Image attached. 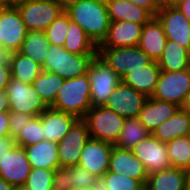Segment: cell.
Wrapping results in <instances>:
<instances>
[{
  "instance_id": "1",
  "label": "cell",
  "mask_w": 190,
  "mask_h": 190,
  "mask_svg": "<svg viewBox=\"0 0 190 190\" xmlns=\"http://www.w3.org/2000/svg\"><path fill=\"white\" fill-rule=\"evenodd\" d=\"M65 12L98 46L106 38L110 27L107 4L100 0H79Z\"/></svg>"
},
{
  "instance_id": "2",
  "label": "cell",
  "mask_w": 190,
  "mask_h": 190,
  "mask_svg": "<svg viewBox=\"0 0 190 190\" xmlns=\"http://www.w3.org/2000/svg\"><path fill=\"white\" fill-rule=\"evenodd\" d=\"M88 74L64 80L51 108L71 113L82 119L92 107Z\"/></svg>"
},
{
  "instance_id": "3",
  "label": "cell",
  "mask_w": 190,
  "mask_h": 190,
  "mask_svg": "<svg viewBox=\"0 0 190 190\" xmlns=\"http://www.w3.org/2000/svg\"><path fill=\"white\" fill-rule=\"evenodd\" d=\"M97 54H72L64 47L50 45L42 71L51 72L64 80L87 74L91 61Z\"/></svg>"
},
{
  "instance_id": "4",
  "label": "cell",
  "mask_w": 190,
  "mask_h": 190,
  "mask_svg": "<svg viewBox=\"0 0 190 190\" xmlns=\"http://www.w3.org/2000/svg\"><path fill=\"white\" fill-rule=\"evenodd\" d=\"M89 130L90 138L115 145L125 118L102 106H92L82 118Z\"/></svg>"
},
{
  "instance_id": "5",
  "label": "cell",
  "mask_w": 190,
  "mask_h": 190,
  "mask_svg": "<svg viewBox=\"0 0 190 190\" xmlns=\"http://www.w3.org/2000/svg\"><path fill=\"white\" fill-rule=\"evenodd\" d=\"M97 55L121 79L127 73L137 71L154 61L138 46L98 48Z\"/></svg>"
},
{
  "instance_id": "6",
  "label": "cell",
  "mask_w": 190,
  "mask_h": 190,
  "mask_svg": "<svg viewBox=\"0 0 190 190\" xmlns=\"http://www.w3.org/2000/svg\"><path fill=\"white\" fill-rule=\"evenodd\" d=\"M13 5L20 13L28 31H45L63 12L55 0H19Z\"/></svg>"
},
{
  "instance_id": "7",
  "label": "cell",
  "mask_w": 190,
  "mask_h": 190,
  "mask_svg": "<svg viewBox=\"0 0 190 190\" xmlns=\"http://www.w3.org/2000/svg\"><path fill=\"white\" fill-rule=\"evenodd\" d=\"M90 101L92 106H102L122 79L96 55L88 68Z\"/></svg>"
},
{
  "instance_id": "8",
  "label": "cell",
  "mask_w": 190,
  "mask_h": 190,
  "mask_svg": "<svg viewBox=\"0 0 190 190\" xmlns=\"http://www.w3.org/2000/svg\"><path fill=\"white\" fill-rule=\"evenodd\" d=\"M5 93L8 99L9 111L21 112L36 117L48 108L40 95L35 92L32 84H25L12 77L5 88Z\"/></svg>"
},
{
  "instance_id": "9",
  "label": "cell",
  "mask_w": 190,
  "mask_h": 190,
  "mask_svg": "<svg viewBox=\"0 0 190 190\" xmlns=\"http://www.w3.org/2000/svg\"><path fill=\"white\" fill-rule=\"evenodd\" d=\"M190 92V68L184 71H161L152 98L178 105Z\"/></svg>"
},
{
  "instance_id": "10",
  "label": "cell",
  "mask_w": 190,
  "mask_h": 190,
  "mask_svg": "<svg viewBox=\"0 0 190 190\" xmlns=\"http://www.w3.org/2000/svg\"><path fill=\"white\" fill-rule=\"evenodd\" d=\"M90 139L89 130L83 119H78L68 133L57 143L59 167L78 165L85 144Z\"/></svg>"
},
{
  "instance_id": "11",
  "label": "cell",
  "mask_w": 190,
  "mask_h": 190,
  "mask_svg": "<svg viewBox=\"0 0 190 190\" xmlns=\"http://www.w3.org/2000/svg\"><path fill=\"white\" fill-rule=\"evenodd\" d=\"M131 150L135 157L143 163L148 175L171 167L166 144L152 134L141 140Z\"/></svg>"
},
{
  "instance_id": "12",
  "label": "cell",
  "mask_w": 190,
  "mask_h": 190,
  "mask_svg": "<svg viewBox=\"0 0 190 190\" xmlns=\"http://www.w3.org/2000/svg\"><path fill=\"white\" fill-rule=\"evenodd\" d=\"M156 17L161 22L167 40L177 42L190 51V22L174 5H162Z\"/></svg>"
},
{
  "instance_id": "13",
  "label": "cell",
  "mask_w": 190,
  "mask_h": 190,
  "mask_svg": "<svg viewBox=\"0 0 190 190\" xmlns=\"http://www.w3.org/2000/svg\"><path fill=\"white\" fill-rule=\"evenodd\" d=\"M31 169L25 148L18 145L0 159V178L16 189L25 185Z\"/></svg>"
},
{
  "instance_id": "14",
  "label": "cell",
  "mask_w": 190,
  "mask_h": 190,
  "mask_svg": "<svg viewBox=\"0 0 190 190\" xmlns=\"http://www.w3.org/2000/svg\"><path fill=\"white\" fill-rule=\"evenodd\" d=\"M27 31L20 13L13 4L0 8V39L3 48L18 52Z\"/></svg>"
},
{
  "instance_id": "15",
  "label": "cell",
  "mask_w": 190,
  "mask_h": 190,
  "mask_svg": "<svg viewBox=\"0 0 190 190\" xmlns=\"http://www.w3.org/2000/svg\"><path fill=\"white\" fill-rule=\"evenodd\" d=\"M146 100L144 94L121 81L103 106L124 118H137Z\"/></svg>"
},
{
  "instance_id": "16",
  "label": "cell",
  "mask_w": 190,
  "mask_h": 190,
  "mask_svg": "<svg viewBox=\"0 0 190 190\" xmlns=\"http://www.w3.org/2000/svg\"><path fill=\"white\" fill-rule=\"evenodd\" d=\"M112 144L90 138L80 155L78 165L91 174L103 176L109 171Z\"/></svg>"
},
{
  "instance_id": "17",
  "label": "cell",
  "mask_w": 190,
  "mask_h": 190,
  "mask_svg": "<svg viewBox=\"0 0 190 190\" xmlns=\"http://www.w3.org/2000/svg\"><path fill=\"white\" fill-rule=\"evenodd\" d=\"M109 172H113L124 177L129 176L139 180L146 185L148 180L147 171L141 161H139L132 150L113 146L109 162Z\"/></svg>"
},
{
  "instance_id": "18",
  "label": "cell",
  "mask_w": 190,
  "mask_h": 190,
  "mask_svg": "<svg viewBox=\"0 0 190 190\" xmlns=\"http://www.w3.org/2000/svg\"><path fill=\"white\" fill-rule=\"evenodd\" d=\"M143 25L131 21H111L108 33L98 48L138 46Z\"/></svg>"
},
{
  "instance_id": "19",
  "label": "cell",
  "mask_w": 190,
  "mask_h": 190,
  "mask_svg": "<svg viewBox=\"0 0 190 190\" xmlns=\"http://www.w3.org/2000/svg\"><path fill=\"white\" fill-rule=\"evenodd\" d=\"M44 140L59 143L68 133L73 124L79 119L77 116L48 107L41 114Z\"/></svg>"
},
{
  "instance_id": "20",
  "label": "cell",
  "mask_w": 190,
  "mask_h": 190,
  "mask_svg": "<svg viewBox=\"0 0 190 190\" xmlns=\"http://www.w3.org/2000/svg\"><path fill=\"white\" fill-rule=\"evenodd\" d=\"M179 109L180 107L173 103L148 97L137 118L152 134L158 126L173 116Z\"/></svg>"
},
{
  "instance_id": "21",
  "label": "cell",
  "mask_w": 190,
  "mask_h": 190,
  "mask_svg": "<svg viewBox=\"0 0 190 190\" xmlns=\"http://www.w3.org/2000/svg\"><path fill=\"white\" fill-rule=\"evenodd\" d=\"M167 42L163 26L156 16L143 25L138 47L152 60L158 61Z\"/></svg>"
},
{
  "instance_id": "22",
  "label": "cell",
  "mask_w": 190,
  "mask_h": 190,
  "mask_svg": "<svg viewBox=\"0 0 190 190\" xmlns=\"http://www.w3.org/2000/svg\"><path fill=\"white\" fill-rule=\"evenodd\" d=\"M146 186L150 190H190L187 171L173 166L148 175Z\"/></svg>"
},
{
  "instance_id": "23",
  "label": "cell",
  "mask_w": 190,
  "mask_h": 190,
  "mask_svg": "<svg viewBox=\"0 0 190 190\" xmlns=\"http://www.w3.org/2000/svg\"><path fill=\"white\" fill-rule=\"evenodd\" d=\"M160 72L161 69L157 61H153L151 64L137 71L127 73L122 78V82L148 98L151 97L155 91Z\"/></svg>"
},
{
  "instance_id": "24",
  "label": "cell",
  "mask_w": 190,
  "mask_h": 190,
  "mask_svg": "<svg viewBox=\"0 0 190 190\" xmlns=\"http://www.w3.org/2000/svg\"><path fill=\"white\" fill-rule=\"evenodd\" d=\"M106 4L110 21H131L145 25L153 17L148 10L129 0H108Z\"/></svg>"
},
{
  "instance_id": "25",
  "label": "cell",
  "mask_w": 190,
  "mask_h": 190,
  "mask_svg": "<svg viewBox=\"0 0 190 190\" xmlns=\"http://www.w3.org/2000/svg\"><path fill=\"white\" fill-rule=\"evenodd\" d=\"M28 161L32 168L55 170L59 168L57 143L43 140L25 147Z\"/></svg>"
},
{
  "instance_id": "26",
  "label": "cell",
  "mask_w": 190,
  "mask_h": 190,
  "mask_svg": "<svg viewBox=\"0 0 190 190\" xmlns=\"http://www.w3.org/2000/svg\"><path fill=\"white\" fill-rule=\"evenodd\" d=\"M152 135L165 144L175 138L190 136V115L179 109L173 116L158 126Z\"/></svg>"
},
{
  "instance_id": "27",
  "label": "cell",
  "mask_w": 190,
  "mask_h": 190,
  "mask_svg": "<svg viewBox=\"0 0 190 190\" xmlns=\"http://www.w3.org/2000/svg\"><path fill=\"white\" fill-rule=\"evenodd\" d=\"M157 64L161 71L177 72L187 70L190 68V51L177 42L167 40Z\"/></svg>"
},
{
  "instance_id": "28",
  "label": "cell",
  "mask_w": 190,
  "mask_h": 190,
  "mask_svg": "<svg viewBox=\"0 0 190 190\" xmlns=\"http://www.w3.org/2000/svg\"><path fill=\"white\" fill-rule=\"evenodd\" d=\"M50 45V41L44 31H27L18 52L42 66Z\"/></svg>"
},
{
  "instance_id": "29",
  "label": "cell",
  "mask_w": 190,
  "mask_h": 190,
  "mask_svg": "<svg viewBox=\"0 0 190 190\" xmlns=\"http://www.w3.org/2000/svg\"><path fill=\"white\" fill-rule=\"evenodd\" d=\"M64 49L72 54H97L98 46L85 31L70 20Z\"/></svg>"
},
{
  "instance_id": "30",
  "label": "cell",
  "mask_w": 190,
  "mask_h": 190,
  "mask_svg": "<svg viewBox=\"0 0 190 190\" xmlns=\"http://www.w3.org/2000/svg\"><path fill=\"white\" fill-rule=\"evenodd\" d=\"M10 68L11 77L25 84H32L42 72L38 63L19 52H13Z\"/></svg>"
},
{
  "instance_id": "31",
  "label": "cell",
  "mask_w": 190,
  "mask_h": 190,
  "mask_svg": "<svg viewBox=\"0 0 190 190\" xmlns=\"http://www.w3.org/2000/svg\"><path fill=\"white\" fill-rule=\"evenodd\" d=\"M150 134L138 118H125L122 130L114 146L131 150Z\"/></svg>"
},
{
  "instance_id": "32",
  "label": "cell",
  "mask_w": 190,
  "mask_h": 190,
  "mask_svg": "<svg viewBox=\"0 0 190 190\" xmlns=\"http://www.w3.org/2000/svg\"><path fill=\"white\" fill-rule=\"evenodd\" d=\"M64 83V79L51 72L42 71L32 83L35 92H37L45 104L50 107L58 92Z\"/></svg>"
},
{
  "instance_id": "33",
  "label": "cell",
  "mask_w": 190,
  "mask_h": 190,
  "mask_svg": "<svg viewBox=\"0 0 190 190\" xmlns=\"http://www.w3.org/2000/svg\"><path fill=\"white\" fill-rule=\"evenodd\" d=\"M171 166L188 170L190 168V136H182L166 144Z\"/></svg>"
},
{
  "instance_id": "34",
  "label": "cell",
  "mask_w": 190,
  "mask_h": 190,
  "mask_svg": "<svg viewBox=\"0 0 190 190\" xmlns=\"http://www.w3.org/2000/svg\"><path fill=\"white\" fill-rule=\"evenodd\" d=\"M15 145L30 147L44 140V132L41 116L33 117L25 123L19 135L14 139Z\"/></svg>"
},
{
  "instance_id": "35",
  "label": "cell",
  "mask_w": 190,
  "mask_h": 190,
  "mask_svg": "<svg viewBox=\"0 0 190 190\" xmlns=\"http://www.w3.org/2000/svg\"><path fill=\"white\" fill-rule=\"evenodd\" d=\"M70 18L68 14L63 11L59 16L49 25L44 31L51 45L63 47L66 41Z\"/></svg>"
},
{
  "instance_id": "36",
  "label": "cell",
  "mask_w": 190,
  "mask_h": 190,
  "mask_svg": "<svg viewBox=\"0 0 190 190\" xmlns=\"http://www.w3.org/2000/svg\"><path fill=\"white\" fill-rule=\"evenodd\" d=\"M54 170L32 168L26 183L27 190H53Z\"/></svg>"
},
{
  "instance_id": "37",
  "label": "cell",
  "mask_w": 190,
  "mask_h": 190,
  "mask_svg": "<svg viewBox=\"0 0 190 190\" xmlns=\"http://www.w3.org/2000/svg\"><path fill=\"white\" fill-rule=\"evenodd\" d=\"M105 180L109 190H140L144 186L139 180L109 171L105 174Z\"/></svg>"
},
{
  "instance_id": "38",
  "label": "cell",
  "mask_w": 190,
  "mask_h": 190,
  "mask_svg": "<svg viewBox=\"0 0 190 190\" xmlns=\"http://www.w3.org/2000/svg\"><path fill=\"white\" fill-rule=\"evenodd\" d=\"M95 179V175L91 174L79 165L70 167L72 188H90Z\"/></svg>"
},
{
  "instance_id": "39",
  "label": "cell",
  "mask_w": 190,
  "mask_h": 190,
  "mask_svg": "<svg viewBox=\"0 0 190 190\" xmlns=\"http://www.w3.org/2000/svg\"><path fill=\"white\" fill-rule=\"evenodd\" d=\"M33 116L29 114H23L21 112L9 111V132L12 138H16L24 127L25 123H28Z\"/></svg>"
},
{
  "instance_id": "40",
  "label": "cell",
  "mask_w": 190,
  "mask_h": 190,
  "mask_svg": "<svg viewBox=\"0 0 190 190\" xmlns=\"http://www.w3.org/2000/svg\"><path fill=\"white\" fill-rule=\"evenodd\" d=\"M72 184L70 180V167H59L54 170L53 190H70Z\"/></svg>"
},
{
  "instance_id": "41",
  "label": "cell",
  "mask_w": 190,
  "mask_h": 190,
  "mask_svg": "<svg viewBox=\"0 0 190 190\" xmlns=\"http://www.w3.org/2000/svg\"><path fill=\"white\" fill-rule=\"evenodd\" d=\"M130 2L148 10L153 16H156L160 5L155 0H129Z\"/></svg>"
},
{
  "instance_id": "42",
  "label": "cell",
  "mask_w": 190,
  "mask_h": 190,
  "mask_svg": "<svg viewBox=\"0 0 190 190\" xmlns=\"http://www.w3.org/2000/svg\"><path fill=\"white\" fill-rule=\"evenodd\" d=\"M15 146V140L11 136L0 137V159Z\"/></svg>"
},
{
  "instance_id": "43",
  "label": "cell",
  "mask_w": 190,
  "mask_h": 190,
  "mask_svg": "<svg viewBox=\"0 0 190 190\" xmlns=\"http://www.w3.org/2000/svg\"><path fill=\"white\" fill-rule=\"evenodd\" d=\"M10 136L9 111H0V137Z\"/></svg>"
},
{
  "instance_id": "44",
  "label": "cell",
  "mask_w": 190,
  "mask_h": 190,
  "mask_svg": "<svg viewBox=\"0 0 190 190\" xmlns=\"http://www.w3.org/2000/svg\"><path fill=\"white\" fill-rule=\"evenodd\" d=\"M11 78L10 66L0 65V90H5Z\"/></svg>"
},
{
  "instance_id": "45",
  "label": "cell",
  "mask_w": 190,
  "mask_h": 190,
  "mask_svg": "<svg viewBox=\"0 0 190 190\" xmlns=\"http://www.w3.org/2000/svg\"><path fill=\"white\" fill-rule=\"evenodd\" d=\"M173 5L176 6L190 22V0H178Z\"/></svg>"
},
{
  "instance_id": "46",
  "label": "cell",
  "mask_w": 190,
  "mask_h": 190,
  "mask_svg": "<svg viewBox=\"0 0 190 190\" xmlns=\"http://www.w3.org/2000/svg\"><path fill=\"white\" fill-rule=\"evenodd\" d=\"M13 52L9 49L0 48V65L11 66Z\"/></svg>"
},
{
  "instance_id": "47",
  "label": "cell",
  "mask_w": 190,
  "mask_h": 190,
  "mask_svg": "<svg viewBox=\"0 0 190 190\" xmlns=\"http://www.w3.org/2000/svg\"><path fill=\"white\" fill-rule=\"evenodd\" d=\"M90 190H109L107 188L106 180H105V175L103 176H97L95 181L90 187Z\"/></svg>"
},
{
  "instance_id": "48",
  "label": "cell",
  "mask_w": 190,
  "mask_h": 190,
  "mask_svg": "<svg viewBox=\"0 0 190 190\" xmlns=\"http://www.w3.org/2000/svg\"><path fill=\"white\" fill-rule=\"evenodd\" d=\"M0 111H9L8 99L5 90H0Z\"/></svg>"
},
{
  "instance_id": "49",
  "label": "cell",
  "mask_w": 190,
  "mask_h": 190,
  "mask_svg": "<svg viewBox=\"0 0 190 190\" xmlns=\"http://www.w3.org/2000/svg\"><path fill=\"white\" fill-rule=\"evenodd\" d=\"M63 11L67 10L71 6L75 5L79 0H55Z\"/></svg>"
},
{
  "instance_id": "50",
  "label": "cell",
  "mask_w": 190,
  "mask_h": 190,
  "mask_svg": "<svg viewBox=\"0 0 190 190\" xmlns=\"http://www.w3.org/2000/svg\"><path fill=\"white\" fill-rule=\"evenodd\" d=\"M180 109L190 115V92L185 97L183 104L180 106Z\"/></svg>"
},
{
  "instance_id": "51",
  "label": "cell",
  "mask_w": 190,
  "mask_h": 190,
  "mask_svg": "<svg viewBox=\"0 0 190 190\" xmlns=\"http://www.w3.org/2000/svg\"><path fill=\"white\" fill-rule=\"evenodd\" d=\"M16 188L6 182L3 178H0V190H15Z\"/></svg>"
},
{
  "instance_id": "52",
  "label": "cell",
  "mask_w": 190,
  "mask_h": 190,
  "mask_svg": "<svg viewBox=\"0 0 190 190\" xmlns=\"http://www.w3.org/2000/svg\"><path fill=\"white\" fill-rule=\"evenodd\" d=\"M11 3L8 0H0V8L10 6Z\"/></svg>"
},
{
  "instance_id": "53",
  "label": "cell",
  "mask_w": 190,
  "mask_h": 190,
  "mask_svg": "<svg viewBox=\"0 0 190 190\" xmlns=\"http://www.w3.org/2000/svg\"><path fill=\"white\" fill-rule=\"evenodd\" d=\"M178 0H166V5H173L176 3Z\"/></svg>"
},
{
  "instance_id": "54",
  "label": "cell",
  "mask_w": 190,
  "mask_h": 190,
  "mask_svg": "<svg viewBox=\"0 0 190 190\" xmlns=\"http://www.w3.org/2000/svg\"><path fill=\"white\" fill-rule=\"evenodd\" d=\"M160 6L166 5V0H155Z\"/></svg>"
},
{
  "instance_id": "55",
  "label": "cell",
  "mask_w": 190,
  "mask_h": 190,
  "mask_svg": "<svg viewBox=\"0 0 190 190\" xmlns=\"http://www.w3.org/2000/svg\"><path fill=\"white\" fill-rule=\"evenodd\" d=\"M187 177H188V182H189V185H190V168L187 170Z\"/></svg>"
},
{
  "instance_id": "56",
  "label": "cell",
  "mask_w": 190,
  "mask_h": 190,
  "mask_svg": "<svg viewBox=\"0 0 190 190\" xmlns=\"http://www.w3.org/2000/svg\"><path fill=\"white\" fill-rule=\"evenodd\" d=\"M70 190H90V188H72V189H70Z\"/></svg>"
},
{
  "instance_id": "57",
  "label": "cell",
  "mask_w": 190,
  "mask_h": 190,
  "mask_svg": "<svg viewBox=\"0 0 190 190\" xmlns=\"http://www.w3.org/2000/svg\"><path fill=\"white\" fill-rule=\"evenodd\" d=\"M140 190H150L146 185H144Z\"/></svg>"
},
{
  "instance_id": "58",
  "label": "cell",
  "mask_w": 190,
  "mask_h": 190,
  "mask_svg": "<svg viewBox=\"0 0 190 190\" xmlns=\"http://www.w3.org/2000/svg\"><path fill=\"white\" fill-rule=\"evenodd\" d=\"M11 4H13V3H15V2H17V1H19V0H8Z\"/></svg>"
},
{
  "instance_id": "59",
  "label": "cell",
  "mask_w": 190,
  "mask_h": 190,
  "mask_svg": "<svg viewBox=\"0 0 190 190\" xmlns=\"http://www.w3.org/2000/svg\"><path fill=\"white\" fill-rule=\"evenodd\" d=\"M0 48H2V39H0Z\"/></svg>"
},
{
  "instance_id": "60",
  "label": "cell",
  "mask_w": 190,
  "mask_h": 190,
  "mask_svg": "<svg viewBox=\"0 0 190 190\" xmlns=\"http://www.w3.org/2000/svg\"><path fill=\"white\" fill-rule=\"evenodd\" d=\"M19 190H27V189H25L24 187H21V188H18Z\"/></svg>"
}]
</instances>
